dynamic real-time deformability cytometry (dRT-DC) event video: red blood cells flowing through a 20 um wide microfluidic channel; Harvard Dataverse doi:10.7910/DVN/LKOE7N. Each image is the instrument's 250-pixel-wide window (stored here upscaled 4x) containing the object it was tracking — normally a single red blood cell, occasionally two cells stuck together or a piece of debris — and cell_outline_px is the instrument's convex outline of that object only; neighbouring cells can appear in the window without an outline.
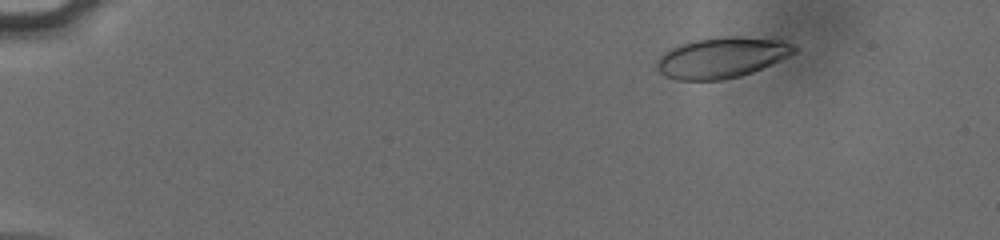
{"species": "human", "species_latin": "Homo sapiens", "temperature_condition": "cold", "stored_images_in_passage": 48, "camera_frame_rate_fps": 3000, "um_per_image_px": 0.085, "donor": {"sex": "male"}, "frame": {"image": 1, "passage_image": 1, "time_ms": 0.0, "image_size_px": [1000, 240], "cell_outline_px": [[800, 48], [796, 52], [752, 72], [740, 76], [724, 80], [676, 80], [664, 76], [656, 68], [656, 60], [664, 52], [680, 44], [692, 40], [728, 36], [736, 36], [780, 40], [792, 44]], "centroid_in_image_um": [61.31, 4.9], "position_along_channel_um": 23.7, "area_um2": 32.48}}
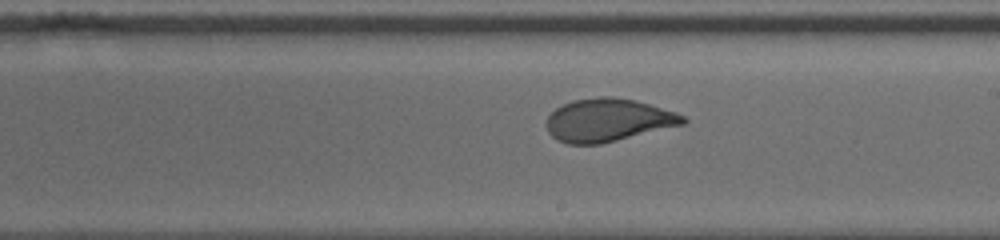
{"frame": {"image": 2, "passage_image": 27, "time_ms": 8.667, "image_size_px": [1000, 240], "cell_outline_px": [[688, 120], [684, 124], [600, 144], [568, 144], [556, 140], [548, 132], [548, 116], [556, 108], [572, 100], [600, 96], [612, 96], [636, 100], [676, 112], [684, 116]], "centroid_in_image_um": [51.69, 10.2], "position_along_channel_um": 237.3, "area_um2": 34.04}}
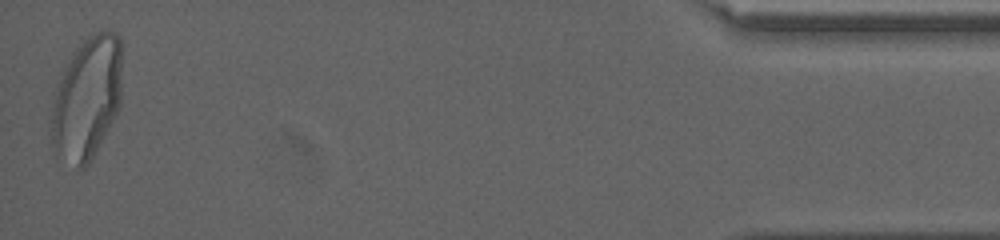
{"frame": {"image": 3, "passage_image": 48, "time_ms": 15.667, "image_size_px": [1000, 240], "cell_outline_px": [[120, 108], [88, 164], [84, 168], [80, 168], [52, 140], [52, 108], [56, 88], [60, 72], [64, 64], [72, 52], [88, 36], [96, 32], [116, 32], [120, 36]], "centroid_in_image_um": [7.42, 8.21], "position_along_channel_um": 427.8, "area_um2": 49.13}, "authors_computed_cell_mechanics": {"area_um2": 34.3332, "velocity_mm_per_s": 3.8137, "shape_relaxation_time_tau1_ms": 5.1781, "shape_relaxation_time_tau2_ms": null, "deformation_change_tau1": 0.1784, "deformation_change_tau2": null}}